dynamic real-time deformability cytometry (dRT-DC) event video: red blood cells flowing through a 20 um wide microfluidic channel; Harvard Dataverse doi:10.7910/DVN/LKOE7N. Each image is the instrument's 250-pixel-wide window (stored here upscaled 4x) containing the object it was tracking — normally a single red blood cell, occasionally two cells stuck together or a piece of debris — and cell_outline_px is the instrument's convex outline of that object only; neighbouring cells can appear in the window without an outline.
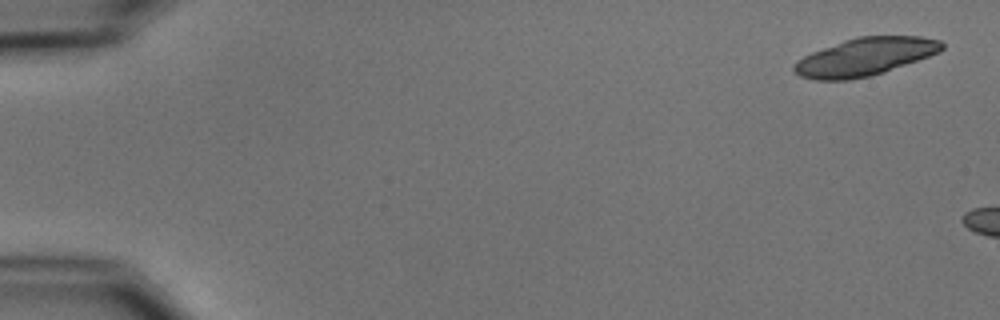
{"species": "common noctule bat (a hibernating species)", "species_latin": "Nyctalus noctula", "temperature_condition": "cold", "stored_images_in_passage": 3, "camera_frame_rate_fps": 3000, "um_per_image_px": 0.085, "animal": {"sex": "male", "body_mass_g": 15.6}, "frame": {"image": 1, "passage_image": 1, "time_ms": 0.0, "image_size_px": [1000, 320], "cell_outline_px": [[944, 48], [940, 52], [884, 72], [868, 76], [848, 80], [816, 80], [800, 76], [792, 68], [792, 64], [796, 60], [812, 52], [844, 40], [856, 36], [920, 36], [940, 40], [944, 44]], "centroid_in_image_um": [73.51, 4.82], "position_along_channel_um": 11.5, "area_um2": 32.48}}